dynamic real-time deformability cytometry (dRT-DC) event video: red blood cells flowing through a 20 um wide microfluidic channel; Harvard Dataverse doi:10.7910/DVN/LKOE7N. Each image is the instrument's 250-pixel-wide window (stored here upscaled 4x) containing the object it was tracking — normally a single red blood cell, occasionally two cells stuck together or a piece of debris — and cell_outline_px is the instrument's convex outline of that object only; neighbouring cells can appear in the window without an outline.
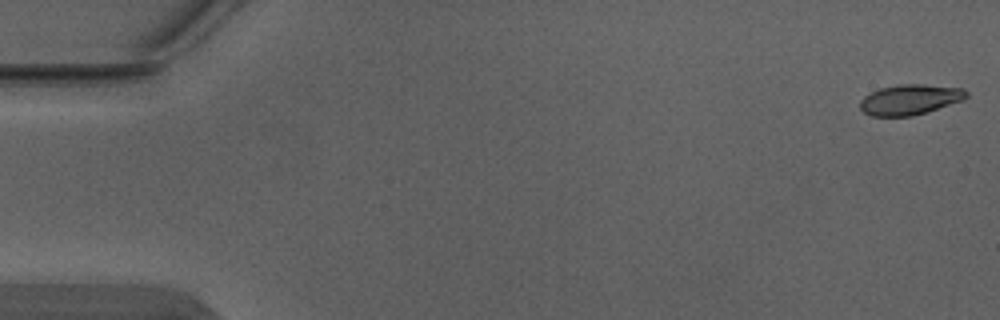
{"species": "Egyptian fruit bat (a non-hibernating species)", "species_latin": "Rousettus aegyptiacus", "temperature_condition": "warm", "stored_images_in_passage": 5, "camera_frame_rate_fps": 3000, "um_per_image_px": 0.085, "animal": {"sex": "male"}, "frame": {"image": 1, "passage_image": 1, "time_ms": 0.0, "image_size_px": [1000, 320], "cell_outline_px": [[968, 96], [964, 100], [928, 112], [912, 116], [872, 116], [864, 112], [860, 108], [860, 100], [864, 96], [880, 88], [900, 84], [924, 84], [964, 88], [968, 92]], "centroid_in_image_um": [77.38, 8.46], "position_along_channel_um": 7.6, "area_um2": 18.96}}
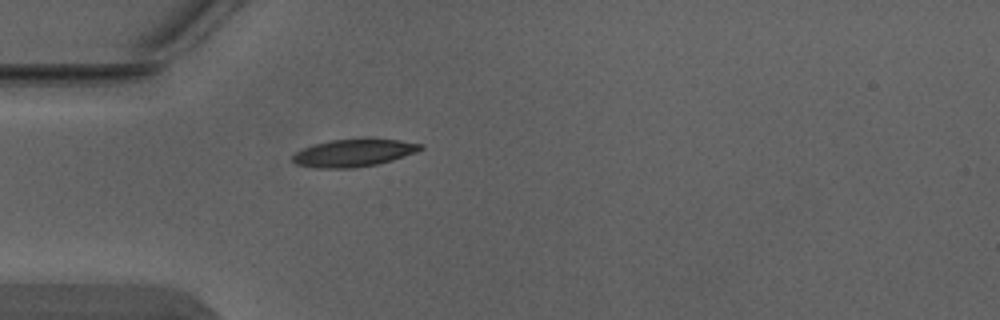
{"frame": {"image": 2, "passage_image": 5, "time_ms": 1.333, "image_size_px": [1000, 320], "cell_outline_px": [[424, 148], [416, 152], [392, 160], [376, 164], [348, 168], [316, 168], [296, 164], [292, 160], [292, 156], [296, 152], [304, 148], [316, 144], [332, 140], [364, 136], [400, 140], [424, 144]], "centroid_in_image_um": [30.11, 12.95], "position_along_channel_um": 54.9, "area_um2": 20.92}}